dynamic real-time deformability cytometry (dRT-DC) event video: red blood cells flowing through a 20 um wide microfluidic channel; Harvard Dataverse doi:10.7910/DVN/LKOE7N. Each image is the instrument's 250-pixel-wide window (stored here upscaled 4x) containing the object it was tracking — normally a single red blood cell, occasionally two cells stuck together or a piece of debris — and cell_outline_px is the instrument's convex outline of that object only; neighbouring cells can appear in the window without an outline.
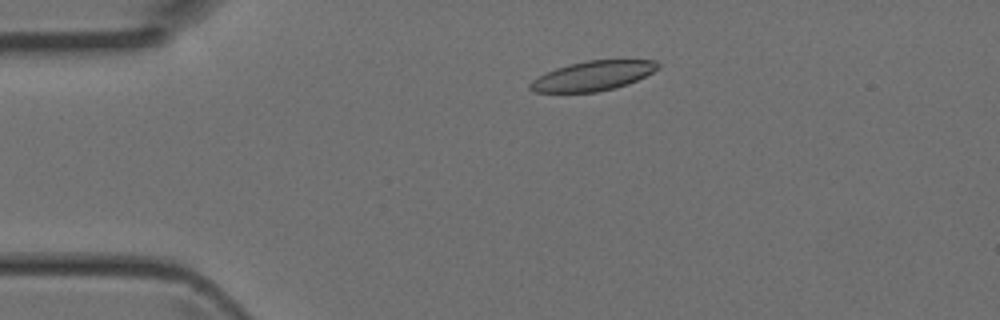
{"species": "Egyptian fruit bat (a non-hibernating species)", "species_latin": "Rousettus aegyptiacus", "temperature_condition": "room temperature", "stored_images_in_passage": 4, "camera_frame_rate_fps": 3000, "um_per_image_px": 0.085, "animal": {"sex": "female"}, "frame": {"image": 1, "passage_image": 2, "time_ms": 0.333, "image_size_px": [1000, 320], "cell_outline_px": [[660, 68], [628, 84], [616, 88], [596, 92], [532, 92], [528, 88], [528, 84], [532, 80], [556, 68], [568, 64], [588, 60], [656, 60], [660, 64]], "centroid_in_image_um": [50.39, 6.45], "position_along_channel_um": 34.6, "area_um2": 22.02}}